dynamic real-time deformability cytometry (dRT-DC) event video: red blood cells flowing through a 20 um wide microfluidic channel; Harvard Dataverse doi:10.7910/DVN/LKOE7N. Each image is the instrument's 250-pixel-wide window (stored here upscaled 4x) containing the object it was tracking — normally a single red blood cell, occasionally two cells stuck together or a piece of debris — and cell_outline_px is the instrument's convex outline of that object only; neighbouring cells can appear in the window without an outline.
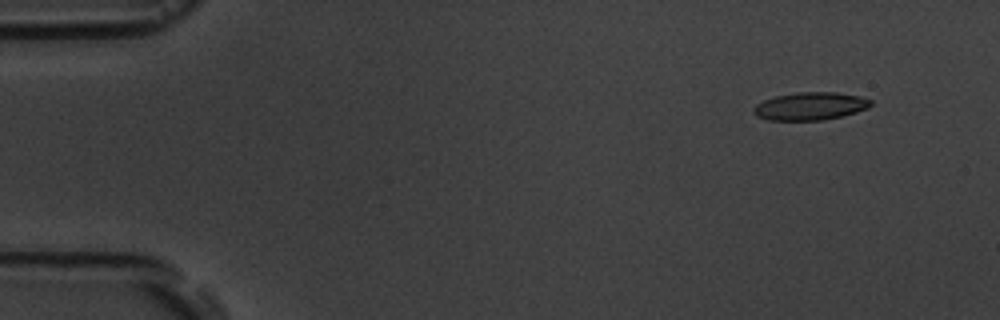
{"species": "common noctule bat (a hibernating species)", "species_latin": "Nyctalus noctula", "temperature_condition": "room temperature", "stored_images_in_passage": 7, "camera_frame_rate_fps": 3000, "um_per_image_px": 0.085, "animal": {"sex": "male", "body_mass_g": 19.5, "forearm_length_mm": 54.6}, "frame": {"image": 1, "passage_image": 2, "time_ms": 1.333, "image_size_px": [1000, 320], "cell_outline_px": [[872, 104], [868, 108], [856, 112], [824, 120], [768, 120], [756, 116], [752, 112], [752, 108], [756, 104], [764, 100], [776, 96], [796, 92], [836, 92], [860, 96], [872, 100]], "centroid_in_image_um": [68.86, 9.02], "position_along_channel_um": 16.1, "area_um2": 19.07}}
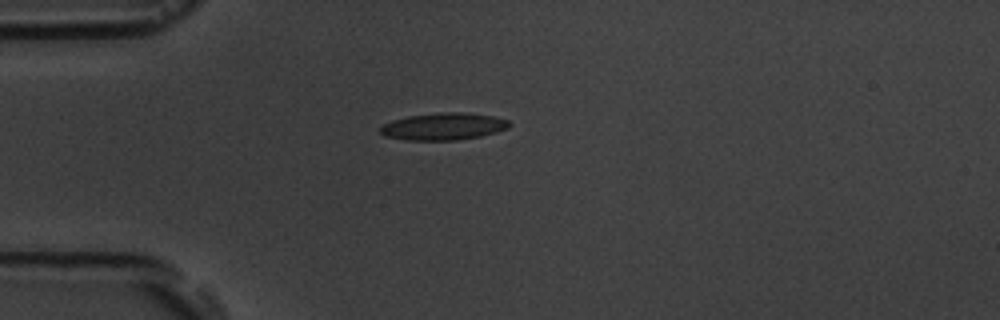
{"frame": {"image": 2, "passage_image": 5, "time_ms": 4.667, "image_size_px": [1000, 320], "cell_outline_px": [[512, 124], [508, 128], [496, 132], [480, 136], [456, 140], [404, 140], [384, 136], [380, 132], [380, 124], [392, 120], [408, 116], [440, 112], [464, 112], [492, 116], [508, 120]], "centroid_in_image_um": [37.66, 10.74], "position_along_channel_um": 47.3, "area_um2": 20.52}}
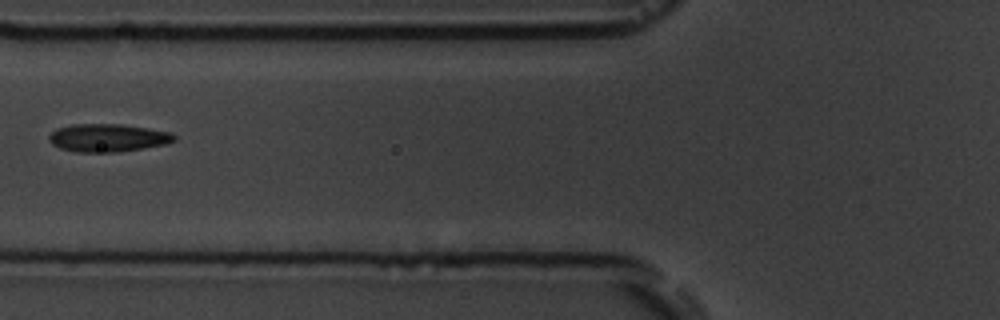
{"frame": {"image": 3, "passage_image": 7, "time_ms": 7.0, "image_size_px": [1000, 320], "cell_outline_px": [[176, 140], [164, 144], [144, 148], [116, 152], [76, 152], [60, 148], [52, 144], [48, 140], [48, 136], [56, 128], [72, 124], [120, 124], [148, 128], [172, 132], [176, 136]], "centroid_in_image_um": [9.15, 11.71], "position_along_channel_um": 116.7, "area_um2": 20.46}}